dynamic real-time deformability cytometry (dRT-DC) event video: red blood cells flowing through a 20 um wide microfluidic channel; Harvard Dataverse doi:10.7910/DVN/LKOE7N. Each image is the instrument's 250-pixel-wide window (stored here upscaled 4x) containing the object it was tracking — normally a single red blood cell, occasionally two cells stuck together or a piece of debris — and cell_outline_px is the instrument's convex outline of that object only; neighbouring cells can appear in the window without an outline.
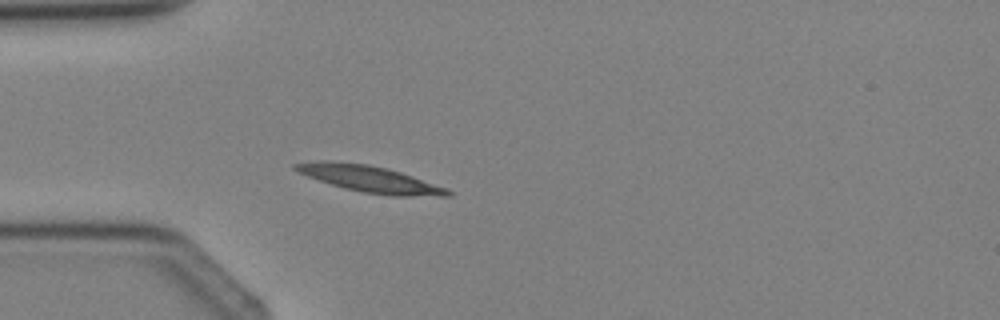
{"species": "Egyptian fruit bat (a non-hibernating species)", "species_latin": "Rousettus aegyptiacus", "temperature_condition": "cold", "stored_images_in_passage": 3, "camera_frame_rate_fps": 3000, "um_per_image_px": 0.085, "animal": {"sex": "female"}, "frame": {"image": 1, "passage_image": 3, "time_ms": 2.333, "image_size_px": [1000, 320], "cell_outline_px": [[452, 196], [392, 196], [364, 192], [344, 188], [308, 176], [292, 168], [292, 164], [320, 160], [324, 160], [368, 164], [388, 168], [448, 188], [452, 192]], "centroid_in_image_um": [31.47, 15.21], "position_along_channel_um": 53.5, "area_um2": 23.35}}